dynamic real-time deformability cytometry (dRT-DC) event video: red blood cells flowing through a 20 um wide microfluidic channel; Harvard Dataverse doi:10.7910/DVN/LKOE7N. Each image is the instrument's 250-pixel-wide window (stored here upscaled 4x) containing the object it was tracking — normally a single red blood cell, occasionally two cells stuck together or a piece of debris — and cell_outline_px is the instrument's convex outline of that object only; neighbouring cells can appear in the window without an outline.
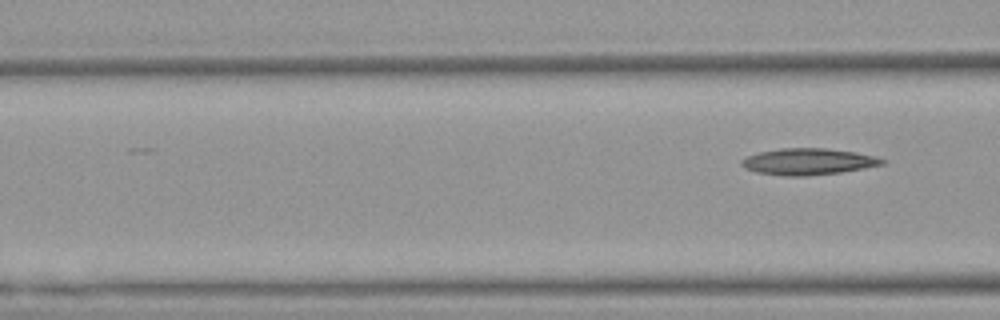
{"species": "Egyptian fruit bat (a non-hibernating species)", "species_latin": "Rousettus aegyptiacus", "temperature_condition": "warm", "stored_images_in_passage": 9, "segment_of_instrument_passage": [2, 2], "camera_frame_rate_fps": 3000, "um_per_image_px": 0.085, "animal": {"sex": "female"}, "frame": {"image": 1, "passage_image": 9, "time_ms": 2.667, "image_size_px": [1000, 320], "cell_outline_px": [[884, 164], [864, 168], [840, 172], [808, 176], [784, 176], [756, 172], [744, 168], [740, 164], [740, 160], [748, 156], [760, 152], [780, 148], [828, 148], [856, 152], [876, 156], [884, 160]], "centroid_in_image_um": [68.68, 13.73], "position_along_channel_um": 97.9, "area_um2": 21.73}}